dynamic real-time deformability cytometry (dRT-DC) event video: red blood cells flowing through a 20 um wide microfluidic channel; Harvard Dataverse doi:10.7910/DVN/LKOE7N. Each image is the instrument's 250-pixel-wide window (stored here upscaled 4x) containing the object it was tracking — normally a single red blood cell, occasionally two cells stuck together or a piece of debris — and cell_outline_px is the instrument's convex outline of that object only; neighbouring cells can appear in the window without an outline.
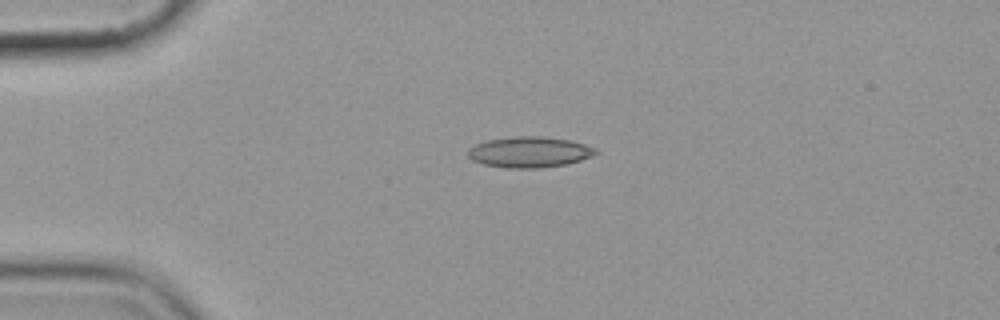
{"species": "common noctule bat (a hibernating species)", "species_latin": "Nyctalus noctula", "temperature_condition": "cold", "stored_images_in_passage": 2, "camera_frame_rate_fps": 3000, "um_per_image_px": 0.085, "animal": {"sex": "female", "body_mass_g": 19.9}, "frame": {"image": 1, "passage_image": 1, "time_ms": 0.0, "image_size_px": [1000, 320], "cell_outline_px": [[600, 152], [592, 156], [568, 164], [540, 168], [508, 168], [484, 164], [472, 160], [468, 156], [468, 148], [476, 144], [488, 140], [516, 136], [540, 136], [572, 140], [596, 148]], "centroid_in_image_um": [45.03, 12.92], "position_along_channel_um": 40.0, "area_um2": 23.0}}